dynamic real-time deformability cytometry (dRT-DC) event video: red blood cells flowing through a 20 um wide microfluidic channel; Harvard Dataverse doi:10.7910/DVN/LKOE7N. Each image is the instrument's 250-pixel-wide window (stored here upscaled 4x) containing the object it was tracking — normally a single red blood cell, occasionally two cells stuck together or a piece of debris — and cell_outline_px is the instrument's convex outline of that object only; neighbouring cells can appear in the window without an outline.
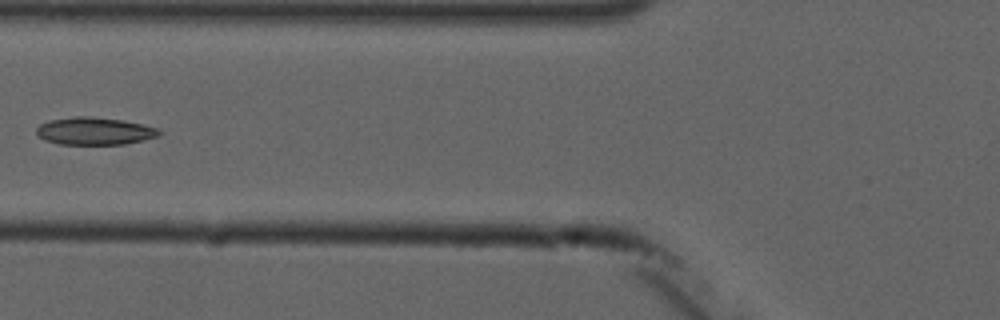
{"species": "common noctule bat (a hibernating species)", "species_latin": "Nyctalus noctula", "temperature_condition": "cold", "stored_images_in_passage": 6, "camera_frame_rate_fps": 3000, "um_per_image_px": 0.085, "animal": {"sex": "male", "forearm_length_mm": 52.5}, "frame": {"image": 1, "passage_image": 5, "time_ms": 4.667, "image_size_px": [1000, 320], "cell_outline_px": [[160, 132], [156, 136], [144, 140], [124, 144], [60, 144], [44, 140], [36, 136], [36, 128], [40, 124], [48, 120], [76, 116], [88, 116], [124, 120], [156, 128]], "centroid_in_image_um": [7.96, 11.14], "position_along_channel_um": 117.8, "area_um2": 19.59}}
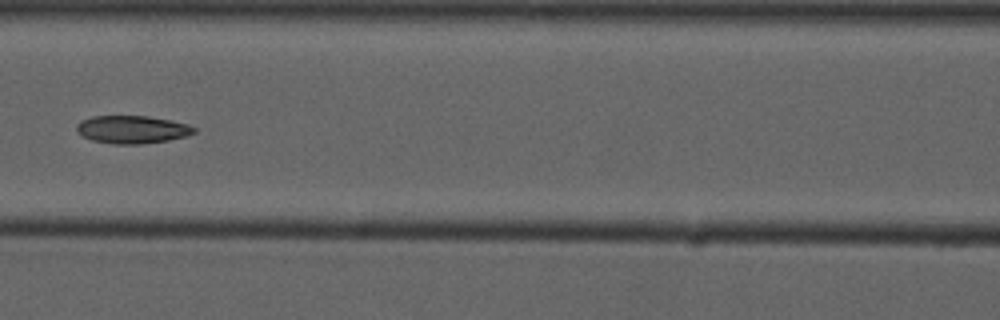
{"frame": {"image": 2, "passage_image": 6, "time_ms": 5.667, "image_size_px": [1000, 320], "cell_outline_px": [[196, 132], [184, 136], [168, 140], [140, 144], [112, 144], [92, 140], [76, 132], [76, 124], [80, 120], [92, 116], [148, 116], [172, 120], [188, 124], [196, 128]], "centroid_in_image_um": [11.21, 11.0], "position_along_channel_um": 155.4, "area_um2": 19.13}}